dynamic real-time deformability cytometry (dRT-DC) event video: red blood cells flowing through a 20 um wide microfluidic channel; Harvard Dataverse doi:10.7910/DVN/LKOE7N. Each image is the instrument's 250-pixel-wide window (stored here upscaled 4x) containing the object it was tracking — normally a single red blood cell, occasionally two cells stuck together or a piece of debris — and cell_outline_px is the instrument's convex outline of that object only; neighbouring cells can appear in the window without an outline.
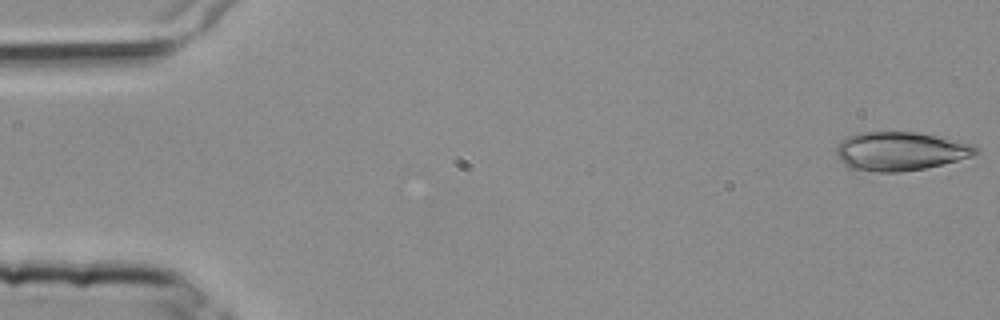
{"species": "common noctule bat (a hibernating species)", "species_latin": "Nyctalus noctula", "temperature_condition": "room temperature", "stored_images_in_passage": 4, "camera_frame_rate_fps": 3000, "um_per_image_px": 0.085, "animal": {"sex": "female", "body_mass_g": 25.1}, "frame": {"image": 1, "passage_image": 1, "time_ms": 0.0, "image_size_px": [1000, 320], "cell_outline_px": [[980, 152], [972, 156], [924, 168], [900, 172], [876, 172], [848, 168], [840, 160], [836, 152], [836, 144], [840, 140], [848, 136], [860, 132], [916, 132], [936, 136], [972, 144], [980, 148]], "centroid_in_image_um": [76.48, 12.85], "position_along_channel_um": 8.5, "area_um2": 31.44}}
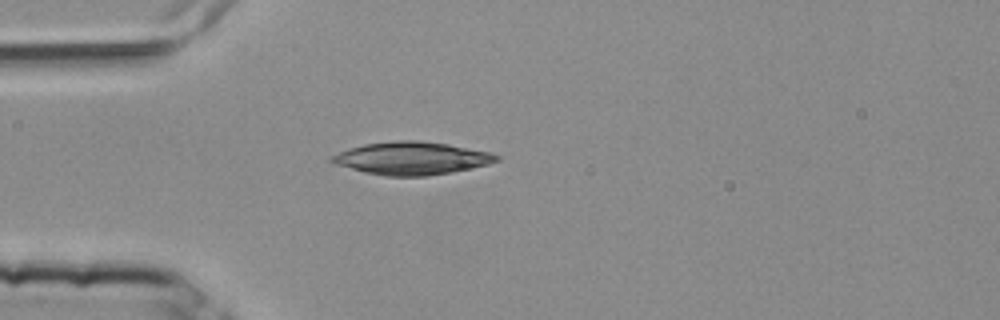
{"frame": {"image": 2, "passage_image": 4, "time_ms": 1.0, "image_size_px": [1000, 320], "cell_outline_px": [[500, 160], [488, 164], [428, 176], [384, 176], [364, 172], [336, 164], [328, 160], [332, 156], [348, 148], [364, 144], [396, 140], [416, 140], [448, 144], [488, 152], [500, 156]], "centroid_in_image_um": [34.96, 13.45], "position_along_channel_um": 50.0, "area_um2": 31.15}}